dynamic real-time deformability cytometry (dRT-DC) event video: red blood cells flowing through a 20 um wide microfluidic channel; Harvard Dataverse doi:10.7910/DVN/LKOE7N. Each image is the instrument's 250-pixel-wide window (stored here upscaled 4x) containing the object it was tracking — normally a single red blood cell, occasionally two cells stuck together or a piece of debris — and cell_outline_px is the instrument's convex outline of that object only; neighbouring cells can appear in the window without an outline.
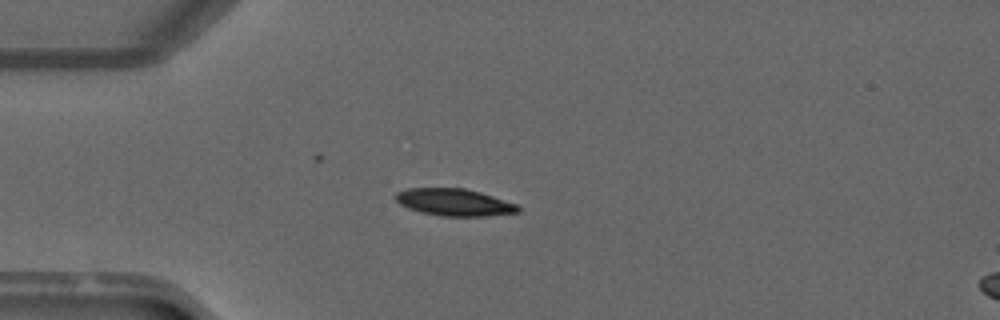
{"species": "common noctule bat (a hibernating species)", "species_latin": "Nyctalus noctula", "temperature_condition": "warm", "stored_images_in_passage": 38, "camera_frame_rate_fps": 3000, "um_per_image_px": 0.085, "animal": {"sex": "male", "forearm_length_mm": 52.5}, "frame": {"image": 1, "passage_image": 1, "time_ms": 0.0, "image_size_px": [1000, 320], "cell_outline_px": [[520, 212], [488, 216], [440, 216], [420, 212], [408, 208], [400, 204], [396, 200], [396, 192], [408, 188], [464, 188], [480, 192], [516, 204], [520, 208]], "centroid_in_image_um": [38.6, 17.2], "position_along_channel_um": 46.4, "area_um2": 19.31}}
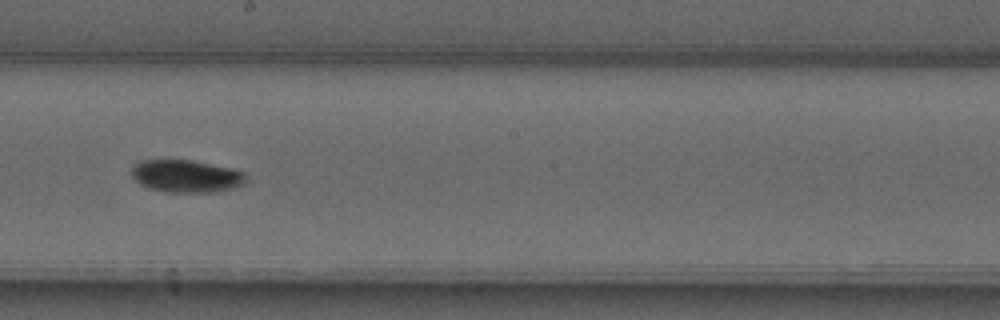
{"frame": {"image": 2, "passage_image": 16, "time_ms": 5.0, "image_size_px": [1000, 320], "cell_outline_px": [[248, 180], [244, 184], [236, 188], [212, 192], [164, 192], [148, 188], [140, 184], [132, 176], [132, 168], [140, 160], [192, 160], [232, 168], [244, 172], [248, 176]], "centroid_in_image_um": [15.88, 14.98], "position_along_channel_um": 232.3, "area_um2": 21.91}}
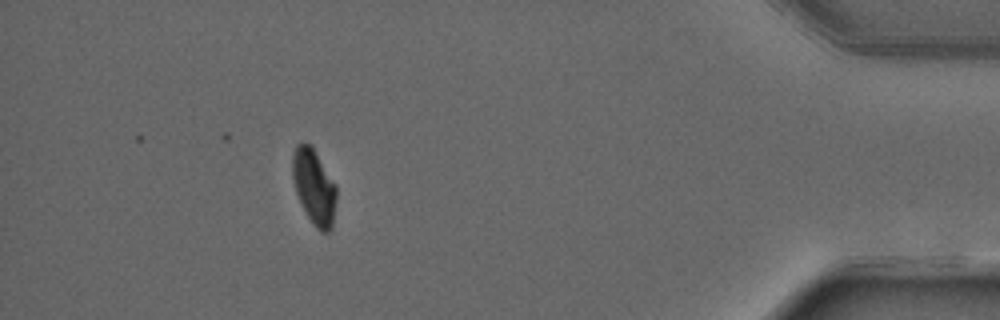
{"frame": {"image": 3, "passage_image": 33, "time_ms": 10.667, "image_size_px": [1000, 320], "cell_outline_px": [[336, 200], [332, 228], [328, 232], [320, 232], [316, 228], [308, 216], [296, 192], [292, 176], [292, 156], [296, 144], [300, 140], [304, 140], [312, 144], [336, 184]], "centroid_in_image_um": [26.69, 15.8], "position_along_channel_um": 408.5, "area_um2": 19.59}, "authors_computed_cell_mechanics": {"area_um2": 20.7502, "velocity_mm_per_s": 4.0815, "shape_relaxation_time_tau1_ms": 8.3865, "shape_relaxation_time_tau2_ms": null, "deformation_change_tau1": 0.2032, "deformation_change_tau2": null}}